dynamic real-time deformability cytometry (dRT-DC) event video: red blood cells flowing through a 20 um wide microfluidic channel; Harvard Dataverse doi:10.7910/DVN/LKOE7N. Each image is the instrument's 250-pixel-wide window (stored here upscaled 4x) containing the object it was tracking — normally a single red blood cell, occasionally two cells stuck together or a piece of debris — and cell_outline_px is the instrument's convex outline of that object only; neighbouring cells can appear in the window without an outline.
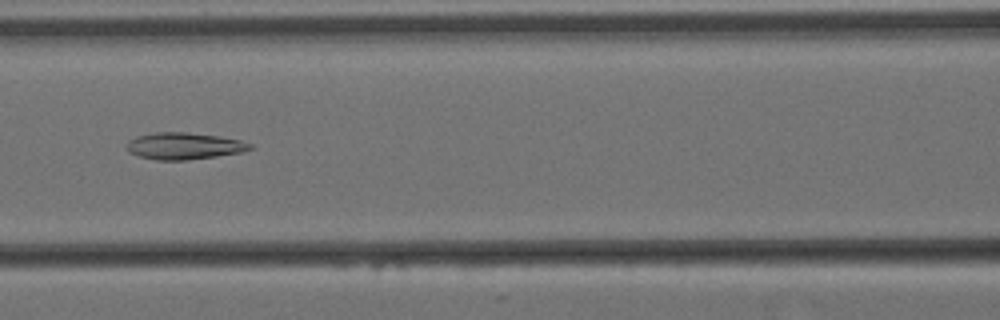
{"species": "Egyptian fruit bat (a non-hibernating species)", "species_latin": "Rousettus aegyptiacus", "temperature_condition": "cold", "stored_images_in_passage": 49, "camera_frame_rate_fps": 3000, "um_per_image_px": 0.085, "animal": {"sex": "female"}, "frame": {"image": 1, "passage_image": 16, "time_ms": 5.0, "image_size_px": [1000, 320], "cell_outline_px": [[256, 148], [240, 152], [216, 156], [184, 160], [156, 160], [136, 156], [128, 152], [124, 148], [128, 140], [136, 136], [156, 132], [184, 132], [220, 136], [240, 140], [252, 144]], "centroid_in_image_um": [15.6, 12.41], "position_along_channel_um": 151.0, "area_um2": 19.48}}
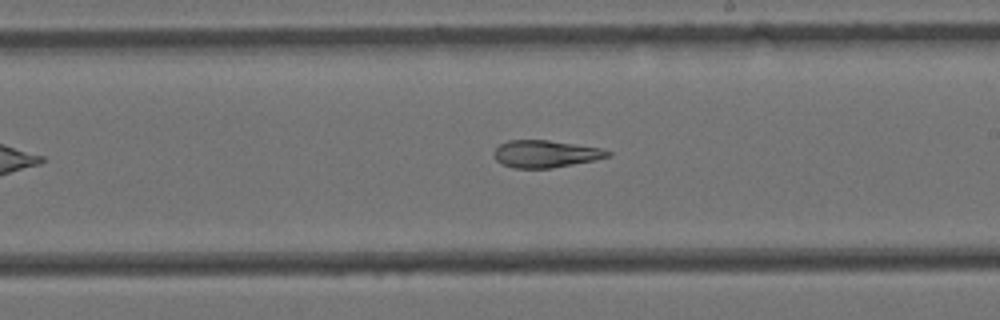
{"frame": {"image": 2, "passage_image": 24, "time_ms": 7.667, "image_size_px": [1000, 320], "cell_outline_px": [[612, 156], [596, 160], [552, 168], [512, 168], [500, 164], [496, 160], [492, 152], [500, 144], [508, 140], [548, 140], [604, 148], [612, 152]], "centroid_in_image_um": [46.39, 13.08], "position_along_channel_um": 242.6, "area_um2": 18.38}}
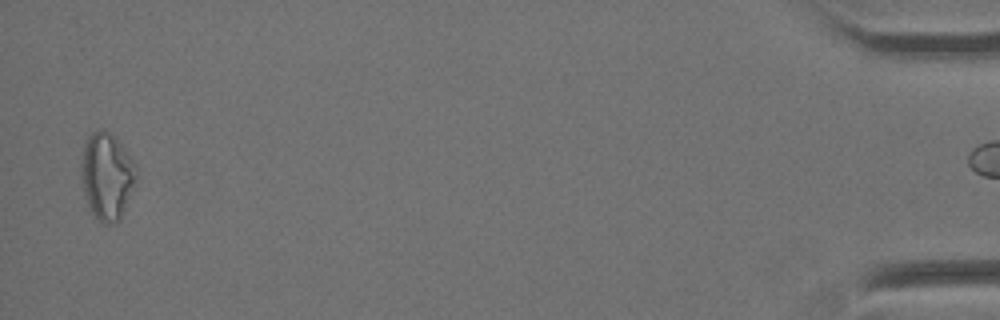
{"frame": {"image": 3, "passage_image": 48, "time_ms": 15.667, "image_size_px": [1000, 320], "cell_outline_px": [[136, 180], [120, 220], [108, 224], [104, 224], [92, 212], [88, 204], [80, 180], [80, 164], [84, 144], [88, 136], [92, 132], [100, 128], [104, 128], [116, 136], [136, 164]], "centroid_in_image_um": [9.07, 14.91], "position_along_channel_um": 426.1, "area_um2": 28.15}, "authors_computed_cell_mechanics": {"area_um2": 20.3456, "velocity_mm_per_s": 3.4505, "shape_relaxation_time_tau1_ms": null, "shape_relaxation_time_tau2_ms": 5.4929, "deformation_change_tau1": null, "deformation_change_tau2": 0.1539}}